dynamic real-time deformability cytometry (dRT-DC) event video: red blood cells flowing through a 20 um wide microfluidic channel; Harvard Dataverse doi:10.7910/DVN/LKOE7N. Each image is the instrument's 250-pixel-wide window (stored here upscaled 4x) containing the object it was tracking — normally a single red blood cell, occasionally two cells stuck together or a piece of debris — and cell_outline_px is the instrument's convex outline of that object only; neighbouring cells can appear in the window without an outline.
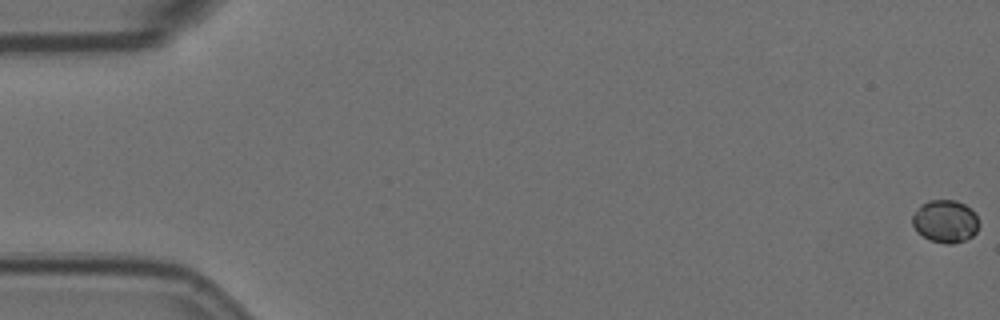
{"species": "Egyptian fruit bat (a non-hibernating species)", "species_latin": "Rousettus aegyptiacus", "temperature_condition": "room temperature", "stored_images_in_passage": 19, "camera_frame_rate_fps": 3000, "um_per_image_px": 0.085, "animal": {"sex": "female"}, "frame": {"image": 1, "passage_image": 1, "time_ms": 0.0, "image_size_px": [1000, 320], "cell_outline_px": [[980, 224], [976, 232], [972, 236], [964, 240], [952, 244], [944, 244], [928, 240], [916, 232], [912, 224], [912, 216], [920, 204], [928, 200], [956, 200], [964, 204], [976, 216]], "centroid_in_image_um": [80.31, 18.82], "position_along_channel_um": 4.7, "area_um2": 16.7}}
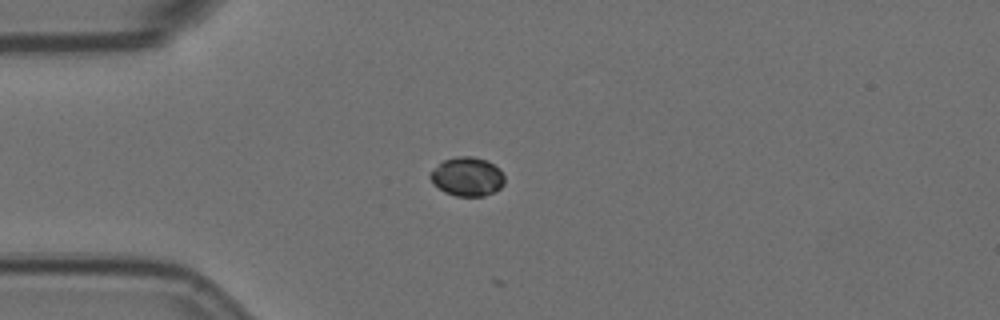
{"frame": {"image": 2, "passage_image": 16, "time_ms": 5.0, "image_size_px": [1000, 320], "cell_outline_px": [[504, 184], [500, 188], [484, 196], [456, 196], [444, 192], [428, 176], [444, 160], [456, 156], [472, 156], [488, 160], [500, 168], [504, 176]], "centroid_in_image_um": [39.76, 15.0], "position_along_channel_um": 45.2, "area_um2": 16.7}}